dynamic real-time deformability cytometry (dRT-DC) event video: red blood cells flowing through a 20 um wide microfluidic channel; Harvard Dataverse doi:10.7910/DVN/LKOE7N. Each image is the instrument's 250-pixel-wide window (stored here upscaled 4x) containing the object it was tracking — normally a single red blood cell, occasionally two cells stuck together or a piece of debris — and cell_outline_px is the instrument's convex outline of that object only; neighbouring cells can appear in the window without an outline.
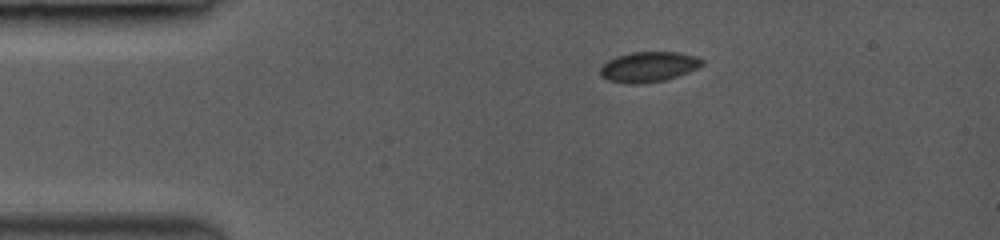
{"species": "common noctule bat (a hibernating species)", "species_latin": "Nyctalus noctula", "temperature_condition": "room temperature", "stored_images_in_passage": 8, "camera_frame_rate_fps": 3000, "um_per_image_px": 0.085, "animal": {"sex": "female", "body_mass_g": 19.0, "forearm_length_mm": 53.3}, "frame": {"image": 1, "passage_image": 1, "time_ms": 0.0, "image_size_px": [1000, 240], "cell_outline_px": [[704, 64], [688, 72], [664, 80], [636, 84], [628, 84], [608, 80], [600, 76], [600, 68], [608, 60], [616, 56], [632, 52], [676, 52], [696, 56], [704, 60]], "centroid_in_image_um": [55.11, 5.68], "position_along_channel_um": 29.9, "area_um2": 17.86}}
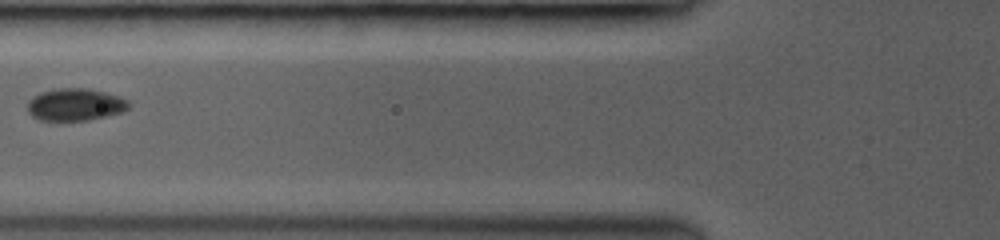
{"frame": {"image": 2, "passage_image": 6, "time_ms": 3.333, "image_size_px": [1000, 240], "cell_outline_px": [[132, 104], [124, 112], [108, 116], [88, 120], [40, 120], [32, 116], [28, 112], [28, 100], [32, 96], [40, 92], [56, 88], [88, 88], [104, 92], [128, 100]], "centroid_in_image_um": [6.4, 8.89], "position_along_channel_um": 119.4, "area_um2": 19.19}}
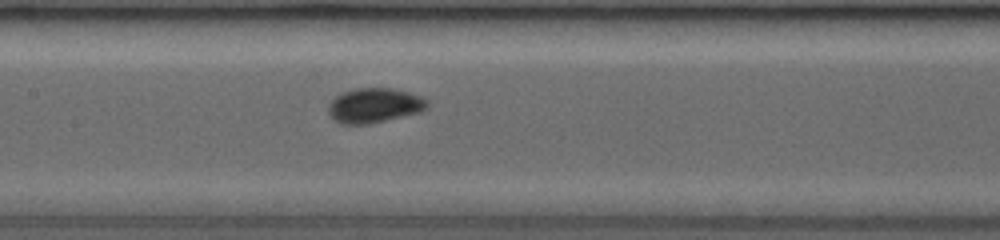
{"frame": {"image": 3, "passage_image": 8, "time_ms": 4.667, "image_size_px": [1000, 240], "cell_outline_px": [[428, 108], [420, 112], [368, 124], [340, 124], [328, 112], [328, 104], [336, 96], [344, 92], [356, 88], [392, 88], [408, 92], [420, 96], [428, 100]], "centroid_in_image_um": [31.83, 8.96], "position_along_channel_um": 175.6, "area_um2": 19.88}}